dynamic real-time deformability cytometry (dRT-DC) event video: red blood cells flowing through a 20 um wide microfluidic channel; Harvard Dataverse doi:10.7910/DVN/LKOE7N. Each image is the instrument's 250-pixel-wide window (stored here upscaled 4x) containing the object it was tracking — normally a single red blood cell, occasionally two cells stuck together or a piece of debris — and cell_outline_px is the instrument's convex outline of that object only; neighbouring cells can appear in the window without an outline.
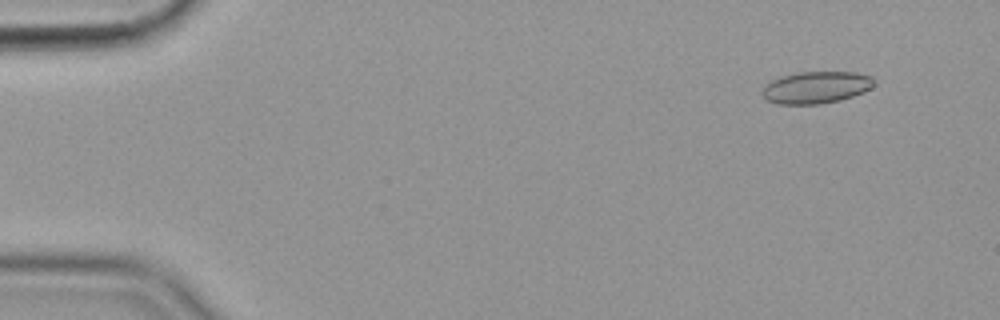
{"species": "common noctule bat (a hibernating species)", "species_latin": "Nyctalus noctula", "temperature_condition": "cold", "stored_images_in_passage": 53, "camera_frame_rate_fps": 3000, "um_per_image_px": 0.085, "animal": {"sex": "female", "body_mass_g": 19.9}, "frame": {"image": 1, "passage_image": 1, "time_ms": 0.0, "image_size_px": [1000, 320], "cell_outline_px": [[876, 84], [872, 88], [864, 92], [840, 100], [820, 104], [776, 104], [764, 100], [760, 92], [772, 80], [784, 76], [800, 72], [852, 72], [872, 76], [876, 80]], "centroid_in_image_um": [69.39, 7.44], "position_along_channel_um": 15.6, "area_um2": 20.98}}
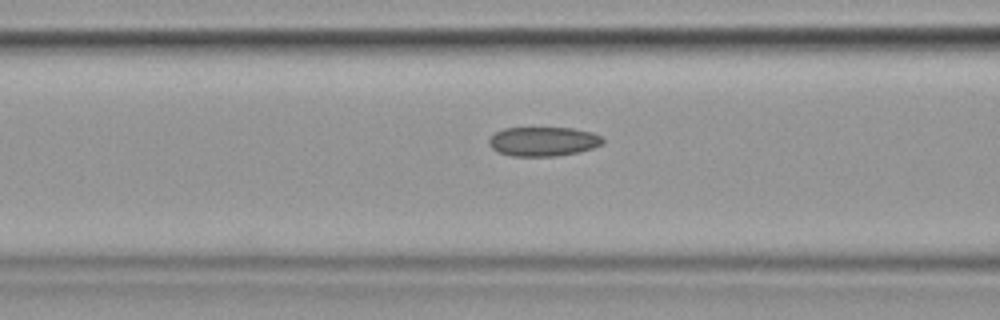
{"frame": {"image": 2, "passage_image": 19, "time_ms": 6.0, "image_size_px": [1000, 320], "cell_outline_px": [[604, 144], [592, 148], [576, 152], [556, 156], [512, 156], [496, 152], [488, 144], [488, 140], [496, 132], [504, 128], [572, 128], [592, 132], [600, 136], [604, 140]], "centroid_in_image_um": [46.16, 12.02], "position_along_channel_um": 120.4, "area_um2": 19.42}}
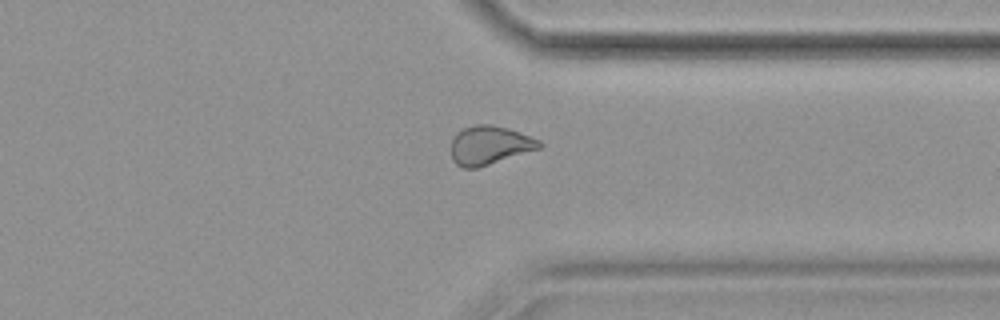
{"frame": {"image": 3, "passage_image": 40, "time_ms": 13.0, "image_size_px": [1000, 320], "cell_outline_px": [[544, 144], [540, 148], [476, 168], [464, 168], [456, 164], [452, 160], [452, 140], [456, 132], [464, 128], [476, 124], [492, 124], [508, 128], [540, 140]], "centroid_in_image_um": [41.6, 12.33], "position_along_channel_um": 369.8, "area_um2": 19.77}, "authors_computed_cell_mechanics": {"area_um2": 20.4034, "velocity_mm_per_s": 3.5745, "shape_relaxation_time_tau1_ms": null, "shape_relaxation_time_tau2_ms": 2.7967, "deformation_change_tau1": null, "deformation_change_tau2": 0.0805}}